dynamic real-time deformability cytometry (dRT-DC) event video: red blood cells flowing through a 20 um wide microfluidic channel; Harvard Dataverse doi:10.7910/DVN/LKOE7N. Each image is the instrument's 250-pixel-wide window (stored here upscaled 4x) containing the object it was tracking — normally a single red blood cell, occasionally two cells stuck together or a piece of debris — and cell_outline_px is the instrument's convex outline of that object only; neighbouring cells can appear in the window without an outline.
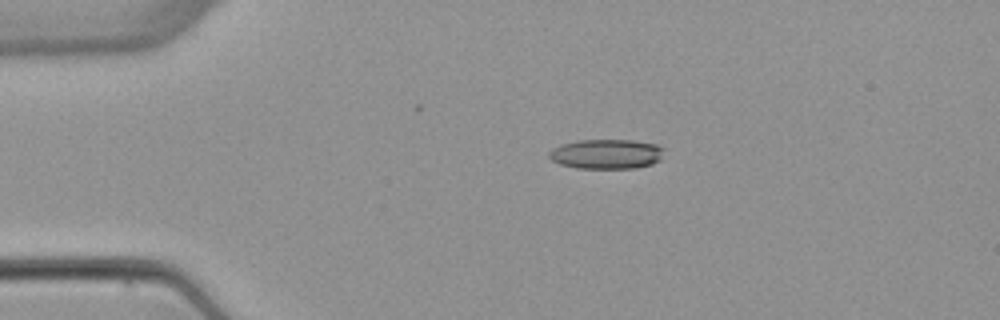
{"species": "common noctule bat (a hibernating species)", "species_latin": "Nyctalus noctula", "temperature_condition": "warm", "stored_images_in_passage": 2, "camera_frame_rate_fps": 3000, "um_per_image_px": 0.085, "animal": {"sex": "female", "body_mass_g": 22.7, "forearm_length_mm": 54.2}, "frame": {"image": 1, "passage_image": 1, "time_ms": 0.0, "image_size_px": [1000, 320], "cell_outline_px": [[664, 148], [660, 160], [652, 164], [636, 168], [576, 168], [560, 164], [552, 160], [548, 156], [548, 152], [552, 148], [560, 144], [576, 140], [632, 140], [656, 144]], "centroid_in_image_um": [51.52, 13.08], "position_along_channel_um": 33.5, "area_um2": 20.06}}